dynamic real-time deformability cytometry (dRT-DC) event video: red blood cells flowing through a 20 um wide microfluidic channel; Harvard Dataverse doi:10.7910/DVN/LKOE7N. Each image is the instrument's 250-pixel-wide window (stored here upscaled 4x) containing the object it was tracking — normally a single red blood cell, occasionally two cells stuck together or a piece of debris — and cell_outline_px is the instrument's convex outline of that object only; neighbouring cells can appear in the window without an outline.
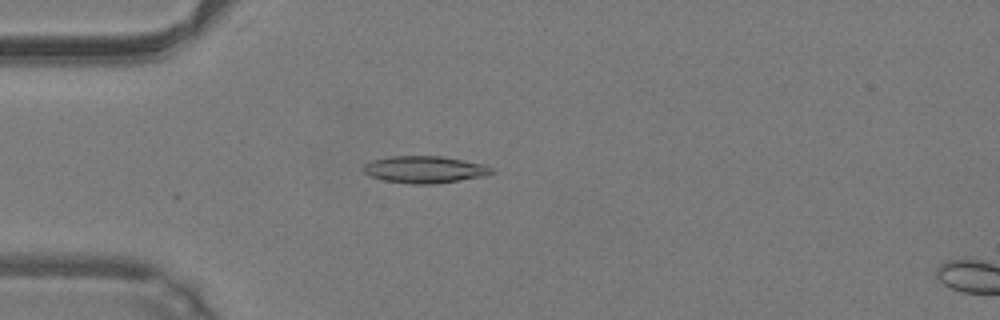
{"species": "common noctule bat (a hibernating species)", "species_latin": "Nyctalus noctula", "temperature_condition": "warm", "stored_images_in_passage": 31, "camera_frame_rate_fps": 3000, "um_per_image_px": 0.085, "animal": {"sex": "male", "body_mass_g": 19.2, "forearm_length_mm": 51.8}, "frame": {"image": 1, "passage_image": 14, "time_ms": 4.333, "image_size_px": [1000, 320], "cell_outline_px": [[492, 172], [488, 176], [432, 184], [408, 184], [384, 180], [372, 176], [364, 172], [360, 168], [364, 164], [372, 160], [388, 156], [444, 156], [484, 164], [492, 168]], "centroid_in_image_um": [36.09, 14.4], "position_along_channel_um": 48.9, "area_um2": 20.35}}
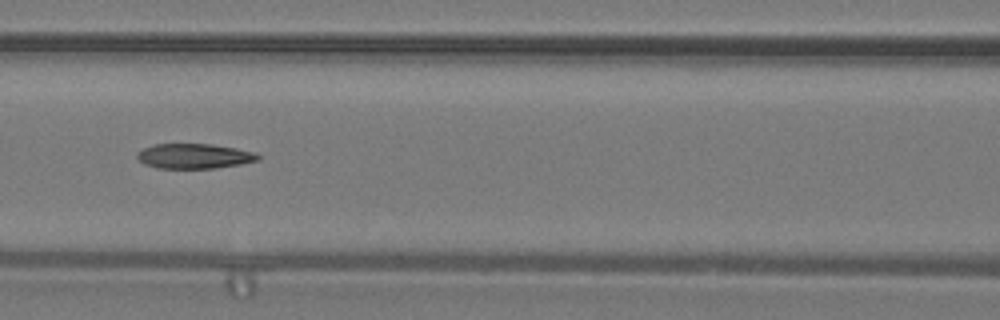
{"frame": {"image": 2, "passage_image": 22, "time_ms": 7.0, "image_size_px": [1000, 320], "cell_outline_px": [[260, 160], [240, 164], [216, 168], [156, 168], [144, 164], [136, 156], [136, 152], [152, 144], [212, 144], [236, 148], [256, 152], [260, 156]], "centroid_in_image_um": [16.51, 13.26], "position_along_channel_um": 150.1, "area_um2": 17.69}}
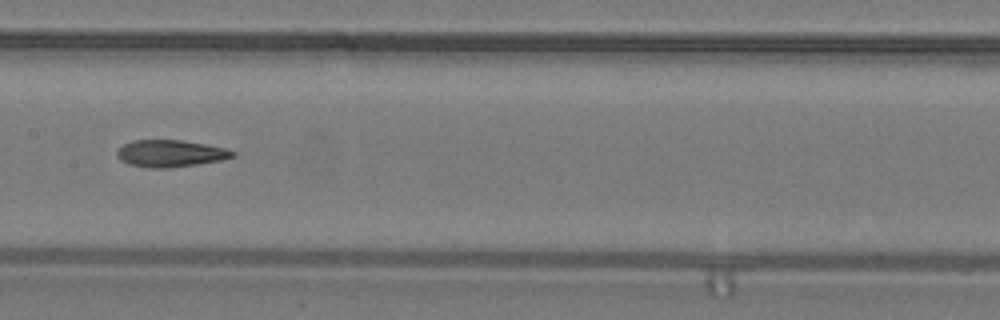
{"frame": {"image": 3, "passage_image": 25, "time_ms": 8.0, "image_size_px": [1000, 320], "cell_outline_px": [[236, 156], [220, 160], [196, 164], [168, 168], [148, 168], [128, 164], [120, 160], [116, 156], [116, 152], [124, 144], [132, 140], [180, 140], [204, 144], [224, 148], [236, 152]], "centroid_in_image_um": [14.45, 13.05], "position_along_channel_um": 193.0, "area_um2": 18.09}}